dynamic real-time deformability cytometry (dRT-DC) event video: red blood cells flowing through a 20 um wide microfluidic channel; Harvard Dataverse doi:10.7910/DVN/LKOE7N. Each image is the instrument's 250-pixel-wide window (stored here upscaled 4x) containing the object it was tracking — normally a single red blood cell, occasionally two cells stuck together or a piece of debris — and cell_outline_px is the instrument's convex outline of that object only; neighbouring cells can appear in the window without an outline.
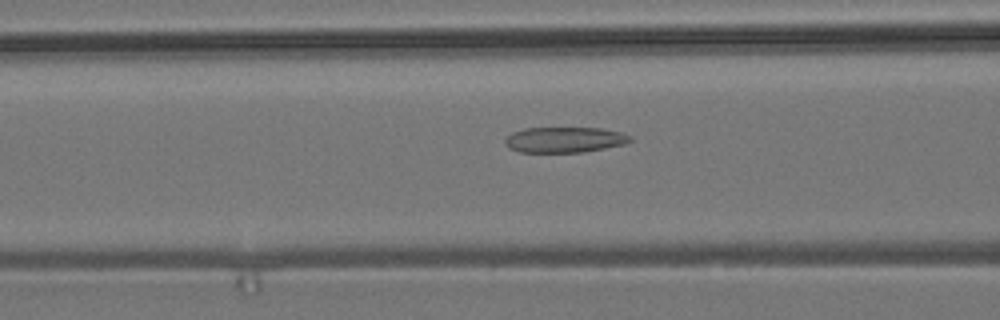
{"species": "common noctule bat (a hibernating species)", "species_latin": "Nyctalus noctula", "temperature_condition": "room temperature", "stored_images_in_passage": 32, "camera_frame_rate_fps": 3000, "um_per_image_px": 0.085, "animal": {"sex": "male", "body_mass_g": 19.2, "forearm_length_mm": 51.8}, "frame": {"image": 1, "passage_image": 7, "time_ms": 2.0, "image_size_px": [1000, 320], "cell_outline_px": [[632, 140], [624, 144], [584, 152], [520, 152], [508, 148], [504, 144], [504, 140], [512, 132], [524, 128], [600, 128], [620, 132], [632, 136]], "centroid_in_image_um": [47.96, 11.88], "position_along_channel_um": 118.6, "area_um2": 18.67}}
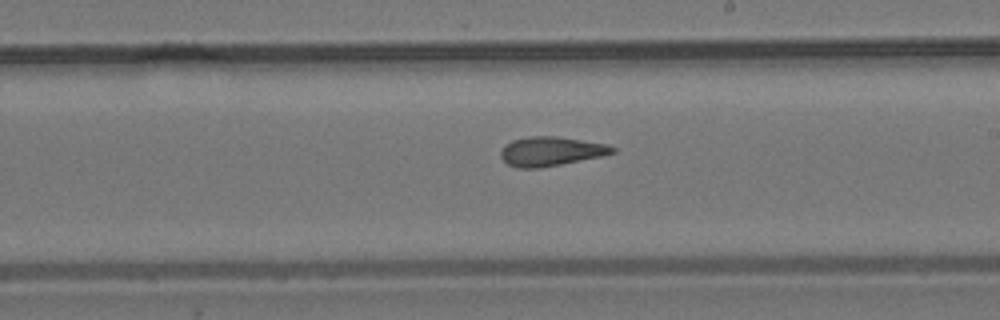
{"frame": {"image": 2, "passage_image": 17, "time_ms": 5.333, "image_size_px": [1000, 320], "cell_outline_px": [[616, 152], [600, 156], [540, 168], [516, 168], [508, 164], [500, 156], [500, 152], [512, 140], [528, 136], [556, 136], [608, 144], [616, 148]], "centroid_in_image_um": [46.83, 12.86], "position_along_channel_um": 242.2, "area_um2": 18.84}}
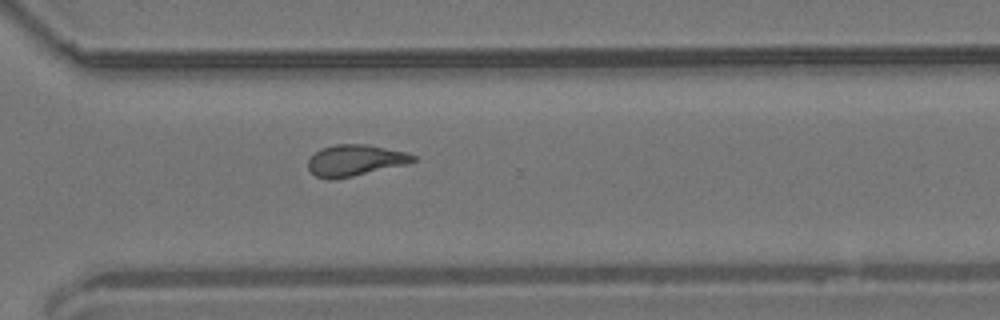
{"frame": {"image": 3, "passage_image": 25, "time_ms": 8.0, "image_size_px": [1000, 320], "cell_outline_px": [[416, 160], [408, 164], [336, 180], [328, 180], [316, 176], [308, 168], [308, 160], [320, 148], [336, 144], [368, 144], [408, 152], [416, 156]], "centroid_in_image_um": [30.21, 13.63], "position_along_channel_um": 340.4, "area_um2": 19.42}, "authors_computed_cell_mechanics": {"area_um2": 18.8428, "velocity_mm_per_s": 3.7022, "shape_relaxation_time_tau1_ms": null, "shape_relaxation_time_tau2_ms": 3.0281, "deformation_change_tau1": null, "deformation_change_tau2": 0.1172}}